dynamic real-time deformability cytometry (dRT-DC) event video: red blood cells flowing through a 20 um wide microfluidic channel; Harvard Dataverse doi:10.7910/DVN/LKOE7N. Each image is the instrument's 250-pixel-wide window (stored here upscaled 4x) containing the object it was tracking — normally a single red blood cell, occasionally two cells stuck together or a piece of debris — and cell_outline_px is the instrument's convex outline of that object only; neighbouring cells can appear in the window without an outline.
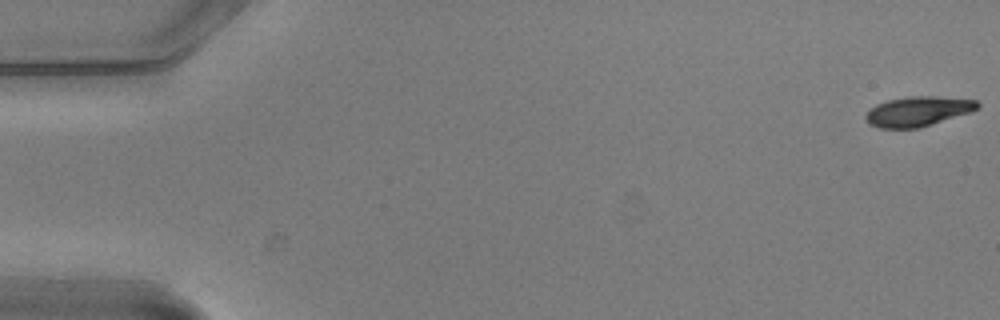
{"species": "common noctule bat (a hibernating species)", "species_latin": "Nyctalus noctula", "temperature_condition": "warm", "stored_images_in_passage": 6, "camera_frame_rate_fps": 3000, "um_per_image_px": 0.085, "animal": {"sex": "male", "body_mass_g": 20.5, "forearm_length_mm": 52.5}, "frame": {"image": 1, "passage_image": 1, "time_ms": 0.0, "image_size_px": [1000, 320], "cell_outline_px": [[980, 108], [972, 112], [920, 128], [880, 128], [868, 124], [864, 116], [876, 104], [888, 100], [908, 96], [936, 96], [976, 100], [980, 104]], "centroid_in_image_um": [78.05, 9.47], "position_along_channel_um": 6.9, "area_um2": 19.59}}
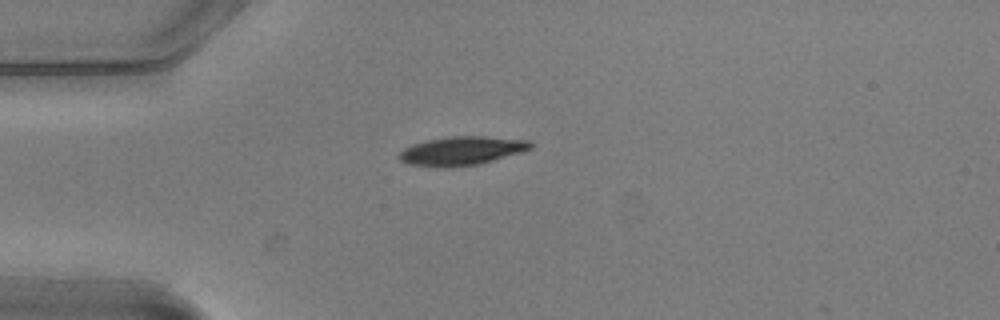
{"frame": {"image": 2, "passage_image": 5, "time_ms": 1.333, "image_size_px": [1000, 320], "cell_outline_px": [[532, 148], [520, 152], [480, 164], [452, 168], [440, 168], [408, 164], [400, 160], [396, 156], [404, 148], [412, 144], [428, 140], [452, 136], [484, 136], [528, 140], [532, 144]], "centroid_in_image_um": [39.19, 12.84], "position_along_channel_um": 45.8, "area_um2": 22.14}}